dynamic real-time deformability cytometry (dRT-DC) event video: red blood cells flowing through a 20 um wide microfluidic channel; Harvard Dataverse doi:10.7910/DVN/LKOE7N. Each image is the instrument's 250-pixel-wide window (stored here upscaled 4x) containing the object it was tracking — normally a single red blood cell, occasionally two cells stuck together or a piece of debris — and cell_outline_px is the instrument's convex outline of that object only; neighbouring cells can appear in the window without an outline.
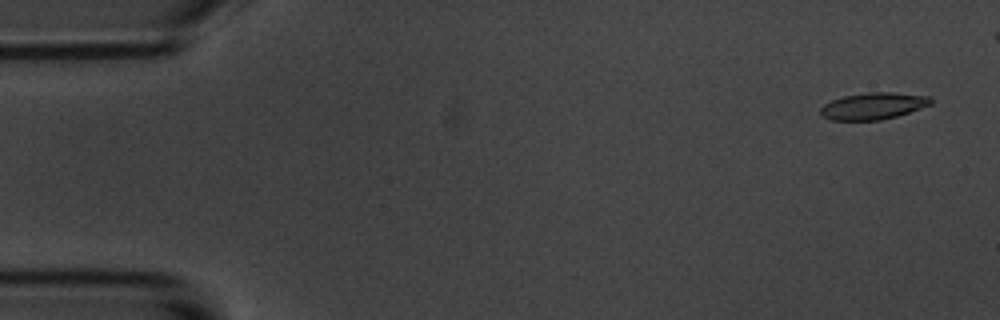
{"species": "common noctule bat (a hibernating species)", "species_latin": "Nyctalus noctula", "temperature_condition": "room temperature", "stored_images_in_passage": 6, "camera_frame_rate_fps": 3000, "um_per_image_px": 0.085, "animal": {"sex": "male", "body_mass_g": 20.1, "forearm_length_mm": 53.5}, "frame": {"image": 1, "passage_image": 1, "time_ms": 0.0, "image_size_px": [1000, 320], "cell_outline_px": [[932, 104], [896, 116], [880, 120], [828, 120], [820, 116], [820, 108], [824, 104], [832, 100], [844, 96], [868, 92], [892, 92], [928, 96], [932, 100]], "centroid_in_image_um": [74.18, 9.01], "position_along_channel_um": 10.8, "area_um2": 17.17}}